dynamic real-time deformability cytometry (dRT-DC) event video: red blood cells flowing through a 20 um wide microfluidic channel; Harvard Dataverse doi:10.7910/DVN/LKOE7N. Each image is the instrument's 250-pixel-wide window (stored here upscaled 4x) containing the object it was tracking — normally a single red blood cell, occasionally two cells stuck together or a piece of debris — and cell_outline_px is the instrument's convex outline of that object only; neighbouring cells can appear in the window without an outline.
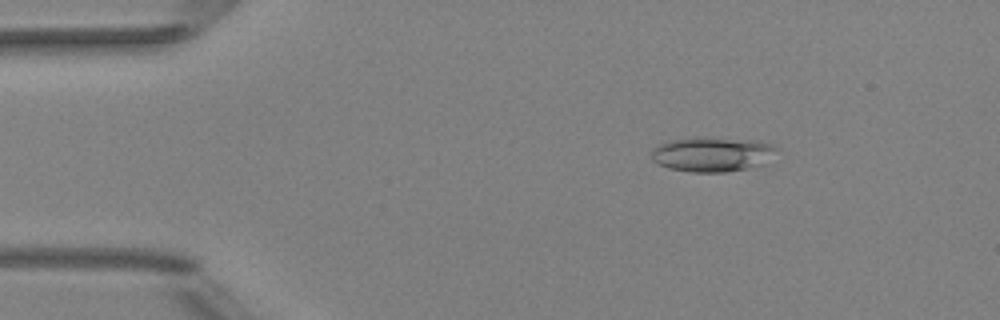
{"species": "Egyptian fruit bat (a non-hibernating species)", "species_latin": "Rousettus aegyptiacus", "temperature_condition": "room temperature", "stored_images_in_passage": 5, "camera_frame_rate_fps": 3000, "um_per_image_px": 0.085, "animal": {"sex": "female"}, "frame": {"image": 1, "passage_image": 3, "time_ms": 0.667, "image_size_px": [1000, 320], "cell_outline_px": [[780, 148], [764, 164], [748, 168], [724, 172], [692, 172], [668, 168], [656, 164], [652, 160], [652, 148], [660, 144], [672, 140], [756, 140], [772, 144]], "centroid_in_image_um": [60.56, 13.16], "position_along_channel_um": 24.4, "area_um2": 24.45}}